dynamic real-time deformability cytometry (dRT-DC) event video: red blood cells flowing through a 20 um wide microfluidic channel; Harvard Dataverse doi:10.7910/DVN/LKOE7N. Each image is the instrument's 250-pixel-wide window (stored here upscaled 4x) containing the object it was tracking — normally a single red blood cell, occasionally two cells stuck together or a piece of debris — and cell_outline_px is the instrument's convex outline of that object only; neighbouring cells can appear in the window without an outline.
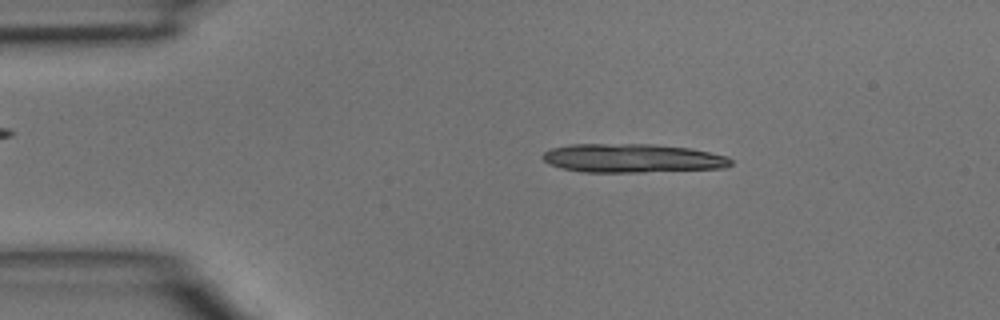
{"species": "common noctule bat (a hibernating species)", "species_latin": "Nyctalus noctula", "temperature_condition": "room temperature", "stored_images_in_passage": 13, "camera_frame_rate_fps": 3000, "um_per_image_px": 0.085, "animal": {"sex": "male", "body_mass_g": 15.6}, "frame": {"image": 1, "passage_image": 1, "time_ms": 0.0, "image_size_px": [1000, 320], "cell_outline_px": [[732, 164], [724, 168], [644, 172], [584, 172], [560, 168], [548, 164], [544, 160], [544, 152], [552, 148], [568, 144], [656, 144], [688, 148], [728, 156], [732, 160]], "centroid_in_image_um": [53.75, 13.45], "position_along_channel_um": 31.3, "area_um2": 31.62}}